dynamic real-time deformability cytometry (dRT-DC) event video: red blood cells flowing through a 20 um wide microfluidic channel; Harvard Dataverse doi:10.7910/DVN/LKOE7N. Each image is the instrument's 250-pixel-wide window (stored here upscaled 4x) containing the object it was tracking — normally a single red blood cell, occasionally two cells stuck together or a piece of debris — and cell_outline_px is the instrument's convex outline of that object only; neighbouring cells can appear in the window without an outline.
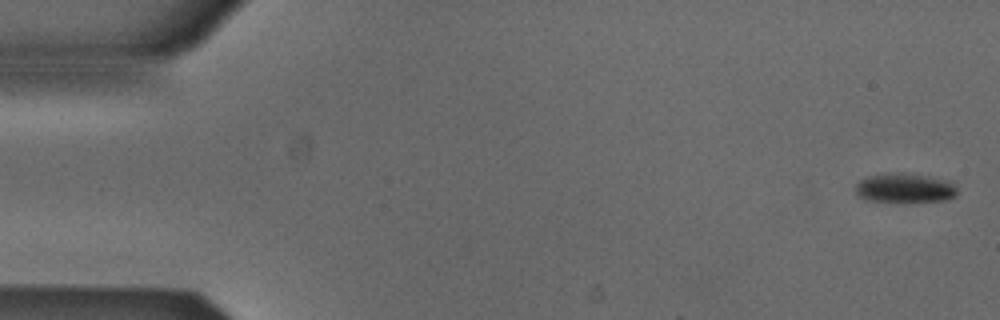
{"species": "Egyptian fruit bat (a non-hibernating species)", "species_latin": "Rousettus aegyptiacus", "temperature_condition": "cold", "stored_images_in_passage": 3, "camera_frame_rate_fps": 3000, "um_per_image_px": 0.085, "animal": {"sex": "male"}, "frame": {"image": 1, "passage_image": 1, "time_ms": 0.0, "image_size_px": [1000, 320], "cell_outline_px": [[956, 196], [948, 200], [864, 200], [856, 196], [856, 184], [860, 180], [868, 176], [924, 176], [952, 180], [956, 188]], "centroid_in_image_um": [76.94, 16.01], "position_along_channel_um": 8.1, "area_um2": 16.18}}